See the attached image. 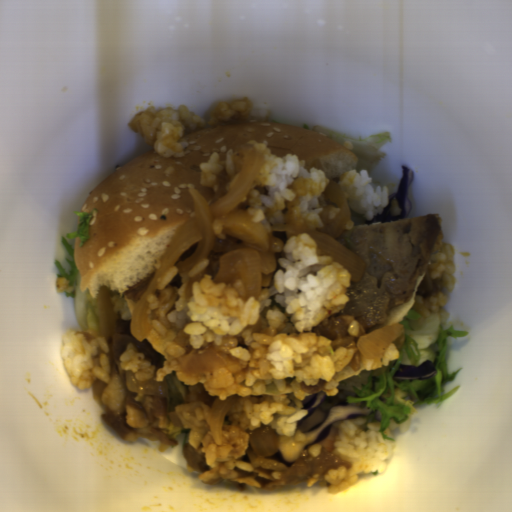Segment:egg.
I'll return each mask as SVG.
<instances>
[{"label":"egg","instance_id":"d2b9013d","mask_svg":"<svg viewBox=\"0 0 512 512\" xmlns=\"http://www.w3.org/2000/svg\"><path fill=\"white\" fill-rule=\"evenodd\" d=\"M80 284L81 279L78 276L74 304L77 324L80 330L102 336L101 289L98 290L95 298H92L88 289L81 292Z\"/></svg>","mask_w":512,"mask_h":512}]
</instances>
